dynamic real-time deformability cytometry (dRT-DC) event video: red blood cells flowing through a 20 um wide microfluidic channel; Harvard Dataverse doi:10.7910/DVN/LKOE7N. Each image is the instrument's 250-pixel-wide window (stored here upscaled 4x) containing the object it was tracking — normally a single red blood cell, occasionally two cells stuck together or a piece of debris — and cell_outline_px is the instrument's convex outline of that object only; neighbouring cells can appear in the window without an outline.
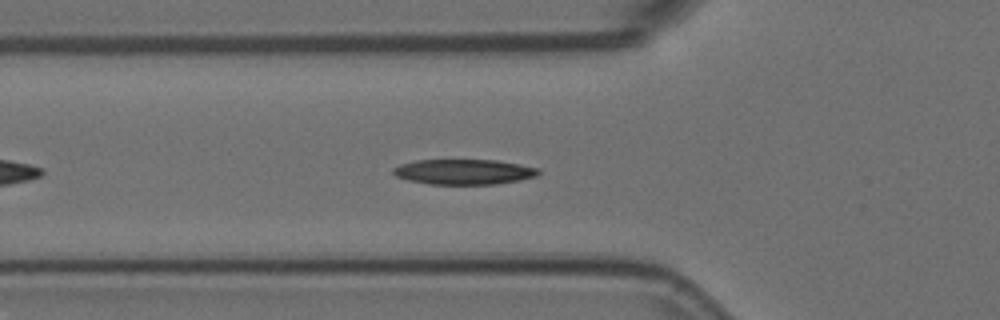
{"species": "Egyptian fruit bat (a non-hibernating species)", "species_latin": "Rousettus aegyptiacus", "temperature_condition": "room temperature", "stored_images_in_passage": 40, "camera_frame_rate_fps": 3000, "um_per_image_px": 0.085, "animal": {"sex": "female"}, "frame": {"image": 1, "passage_image": 3, "time_ms": 0.667, "image_size_px": [1000, 320], "cell_outline_px": [[540, 172], [536, 176], [520, 180], [496, 184], [428, 184], [408, 180], [396, 176], [392, 172], [392, 168], [400, 164], [416, 160], [496, 160], [540, 168]], "centroid_in_image_um": [39.42, 14.6], "position_along_channel_um": 86.4, "area_um2": 21.39}}
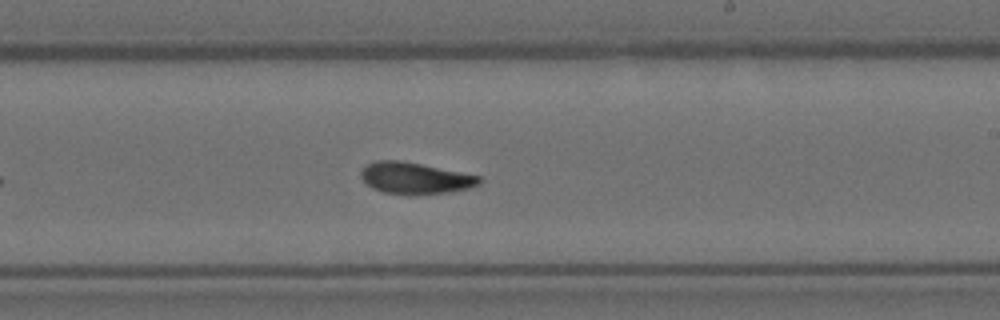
{"frame": {"image": 2, "passage_image": 17, "time_ms": 5.333, "image_size_px": [1000, 320], "cell_outline_px": [[480, 184], [468, 188], [448, 192], [408, 196], [384, 192], [372, 188], [360, 176], [360, 172], [364, 164], [376, 160], [400, 160], [480, 176]], "centroid_in_image_um": [35.22, 15.15], "position_along_channel_um": 253.8, "area_um2": 21.79}}
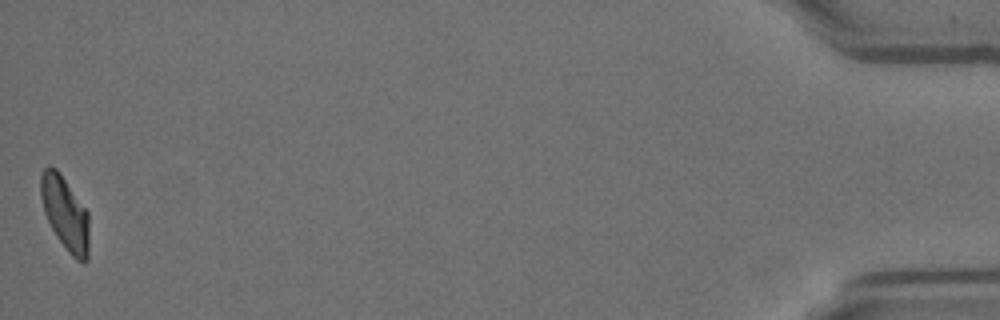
{"frame": {"image": 3, "passage_image": 40, "time_ms": 13.0, "image_size_px": [1000, 320], "cell_outline_px": [[88, 260], [76, 260], [68, 252], [56, 236], [44, 212], [40, 196], [40, 176], [44, 168], [48, 164], [56, 168], [60, 172], [88, 212]], "centroid_in_image_um": [5.51, 18.09], "position_along_channel_um": 429.7, "area_um2": 20.69}, "authors_computed_cell_mechanics": {"area_um2": 21.3571, "velocity_mm_per_s": 3.575, "shape_relaxation_time_tau1_ms": 4.9833, "shape_relaxation_time_tau2_ms": 2.1957, "deformation_change_tau1": 0.1875, "deformation_change_tau2": 0.0852}}